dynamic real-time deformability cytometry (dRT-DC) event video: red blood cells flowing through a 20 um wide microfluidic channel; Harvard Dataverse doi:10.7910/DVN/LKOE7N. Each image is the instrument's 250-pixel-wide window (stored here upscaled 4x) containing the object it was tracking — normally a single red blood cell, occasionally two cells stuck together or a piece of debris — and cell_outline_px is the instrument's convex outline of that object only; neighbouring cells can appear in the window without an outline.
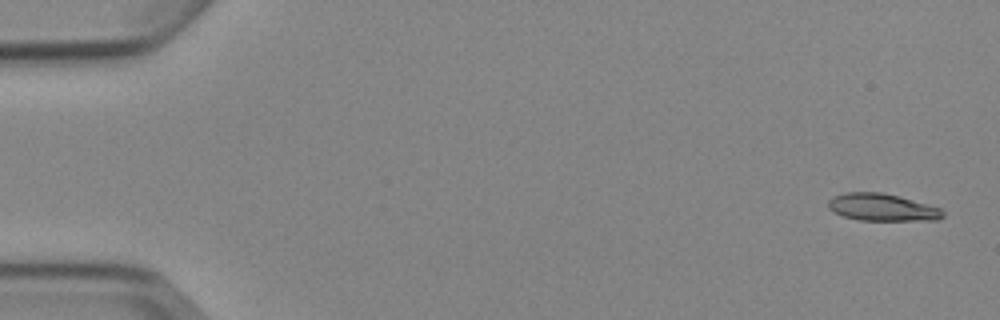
{"species": "Egyptian fruit bat (a non-hibernating species)", "species_latin": "Rousettus aegyptiacus", "temperature_condition": "cold", "stored_images_in_passage": 5, "camera_frame_rate_fps": 3000, "um_per_image_px": 0.085, "animal": {"sex": "female"}, "frame": {"image": 1, "passage_image": 1, "time_ms": 0.0, "image_size_px": [1000, 320], "cell_outline_px": [[944, 216], [940, 220], [860, 220], [844, 216], [832, 212], [828, 208], [828, 200], [832, 196], [844, 192], [880, 192], [900, 196], [940, 208], [944, 212]], "centroid_in_image_um": [74.96, 17.62], "position_along_channel_um": 10.0, "area_um2": 18.32}}
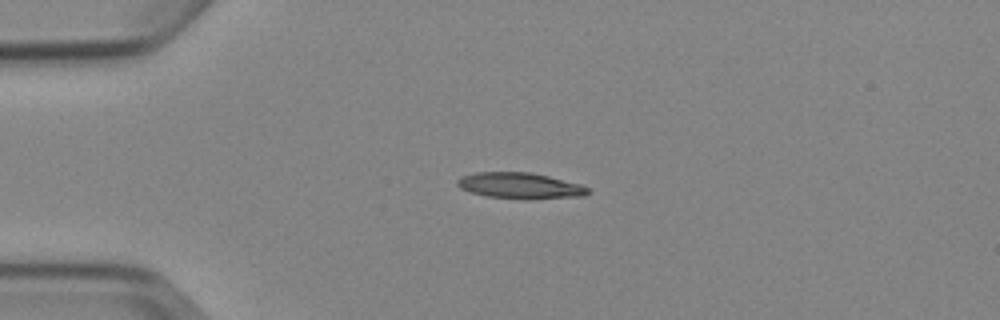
{"frame": {"image": 2, "passage_image": 4, "time_ms": 3.667, "image_size_px": [1000, 320], "cell_outline_px": [[592, 192], [584, 196], [528, 200], [524, 200], [488, 196], [472, 192], [460, 188], [456, 184], [456, 180], [460, 176], [476, 172], [532, 172], [580, 184], [588, 188]], "centroid_in_image_um": [44.22, 15.79], "position_along_channel_um": 40.8, "area_um2": 20.06}}